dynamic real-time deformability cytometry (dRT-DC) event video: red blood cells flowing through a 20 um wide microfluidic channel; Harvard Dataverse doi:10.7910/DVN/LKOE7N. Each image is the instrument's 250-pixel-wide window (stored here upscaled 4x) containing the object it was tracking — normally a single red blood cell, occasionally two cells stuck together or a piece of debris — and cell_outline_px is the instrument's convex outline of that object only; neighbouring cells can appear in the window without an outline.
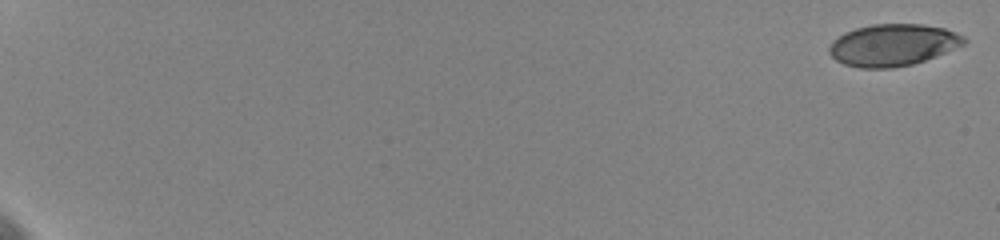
{"species": "human", "species_latin": "Homo sapiens", "temperature_condition": "cold", "stored_images_in_passage": 60, "camera_frame_rate_fps": 3000, "um_per_image_px": 0.085, "donor": {"sex": "female"}, "frame": {"image": 1, "passage_image": 1, "time_ms": 0.0, "image_size_px": [1000, 240], "cell_outline_px": [[968, 40], [964, 44], [936, 56], [912, 64], [892, 68], [860, 68], [844, 64], [836, 60], [828, 52], [828, 48], [832, 40], [844, 32], [856, 28], [872, 24], [924, 24], [944, 28], [956, 32], [964, 36]], "centroid_in_image_um": [75.88, 3.82], "position_along_channel_um": 9.1, "area_um2": 33.0}}
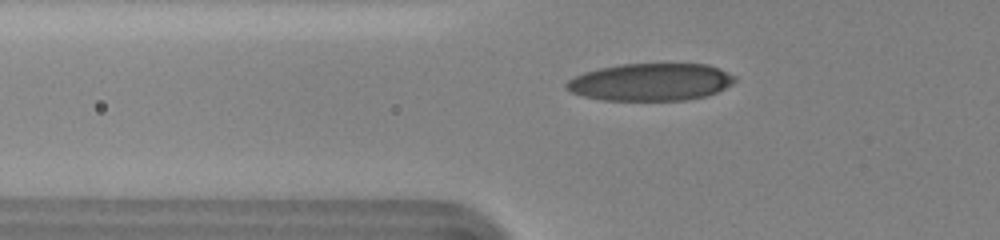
{"frame": {"image": 2, "passage_image": 23, "time_ms": 7.667, "image_size_px": [1000, 240], "cell_outline_px": [[736, 80], [732, 84], [716, 92], [704, 96], [684, 100], [600, 100], [584, 96], [572, 92], [564, 88], [564, 84], [568, 80], [584, 72], [600, 68], [620, 64], [708, 64], [720, 68], [736, 76]], "centroid_in_image_um": [55.3, 6.97], "position_along_channel_um": 70.5, "area_um2": 36.7}}
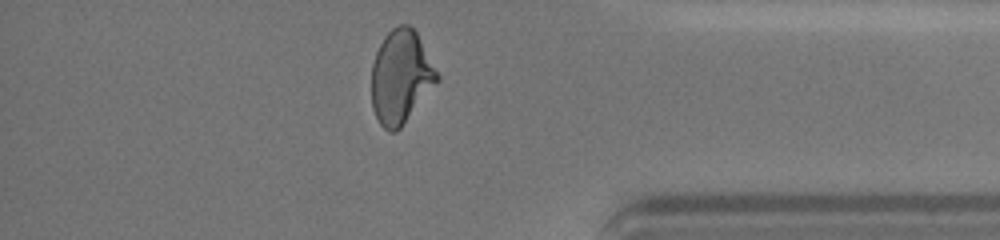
{"frame": {"image": 3, "passage_image": 56, "time_ms": 17.333, "image_size_px": [1000, 240], "cell_outline_px": [[440, 80], [400, 128], [396, 132], [388, 132], [380, 124], [372, 108], [372, 64], [376, 52], [384, 36], [392, 28], [400, 24], [408, 24], [416, 32], [440, 76]], "centroid_in_image_um": [34.07, 6.54], "position_along_channel_um": 401.1, "area_um2": 35.6}, "authors_computed_cell_mechanics": {"area_um2": 35.4314, "velocity_mm_per_s": 3.6045, "shape_relaxation_time_tau1_ms": 8.8424, "shape_relaxation_time_tau2_ms": 1.4849, "deformation_change_tau1": 0.2161, "deformation_change_tau2": 0.0821}}